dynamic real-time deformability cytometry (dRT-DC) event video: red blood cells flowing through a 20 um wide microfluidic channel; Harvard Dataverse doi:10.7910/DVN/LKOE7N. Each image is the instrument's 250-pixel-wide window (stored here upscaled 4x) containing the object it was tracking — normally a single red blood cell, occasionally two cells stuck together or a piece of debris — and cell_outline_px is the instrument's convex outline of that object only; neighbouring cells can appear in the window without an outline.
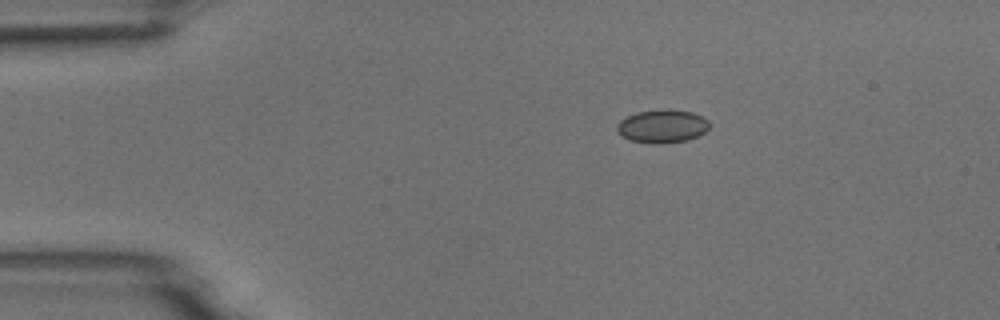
{"species": "common noctule bat (a hibernating species)", "species_latin": "Nyctalus noctula", "temperature_condition": "room temperature", "stored_images_in_passage": 4, "camera_frame_rate_fps": 3000, "um_per_image_px": 0.085, "animal": {"sex": "male", "body_mass_g": 18.8}, "frame": {"image": 1, "passage_image": 1, "time_ms": 0.0, "image_size_px": [1000, 320], "cell_outline_px": [[708, 128], [704, 132], [696, 136], [684, 140], [660, 144], [656, 144], [632, 140], [624, 136], [616, 128], [616, 124], [620, 120], [636, 112], [660, 108], [668, 108], [692, 112], [704, 116], [708, 120]], "centroid_in_image_um": [56.3, 10.69], "position_along_channel_um": 28.7, "area_um2": 17.86}}
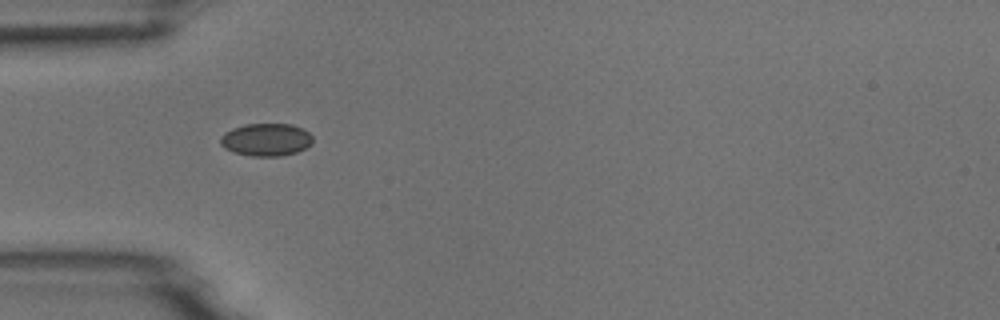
{"frame": {"image": 2, "passage_image": 3, "time_ms": 0.667, "image_size_px": [1000, 320], "cell_outline_px": [[312, 144], [296, 152], [280, 156], [252, 156], [236, 152], [224, 148], [220, 144], [220, 136], [224, 132], [232, 128], [244, 124], [292, 124], [304, 128], [312, 136]], "centroid_in_image_um": [22.62, 11.86], "position_along_channel_um": 62.4, "area_um2": 17.63}}